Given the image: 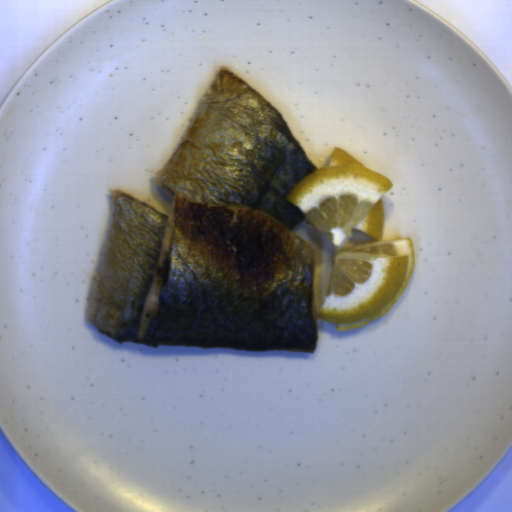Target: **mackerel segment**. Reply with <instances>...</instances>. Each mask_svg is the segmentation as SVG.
<instances>
[{
  "label": "mackerel segment",
  "instance_id": "mackerel-segment-1",
  "mask_svg": "<svg viewBox=\"0 0 512 512\" xmlns=\"http://www.w3.org/2000/svg\"><path fill=\"white\" fill-rule=\"evenodd\" d=\"M318 170L227 65L153 177L168 214L118 189L87 322L117 343L313 353L315 250L288 196Z\"/></svg>",
  "mask_w": 512,
  "mask_h": 512
}]
</instances>
